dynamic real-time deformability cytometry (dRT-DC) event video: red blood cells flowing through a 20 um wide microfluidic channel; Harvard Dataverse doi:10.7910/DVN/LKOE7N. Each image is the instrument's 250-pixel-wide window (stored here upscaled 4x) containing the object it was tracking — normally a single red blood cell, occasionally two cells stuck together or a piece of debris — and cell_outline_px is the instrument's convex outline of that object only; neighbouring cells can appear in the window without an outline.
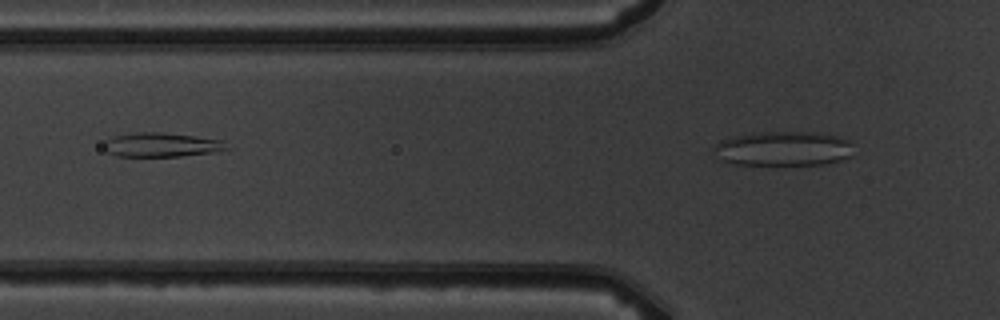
{"species": "common noctule bat (a hibernating species)", "species_latin": "Nyctalus noctula", "temperature_condition": "warm", "stored_images_in_passage": 3, "camera_frame_rate_fps": 3000, "um_per_image_px": 0.085, "animal": {"sex": "male", "body_mass_g": 19.5, "forearm_length_mm": 54.6}, "frame": {"image": 1, "passage_image": 3, "time_ms": 2.333, "image_size_px": [1000, 320], "cell_outline_px": [[852, 144], [848, 156], [840, 160], [824, 164], [736, 164], [720, 160], [712, 148], [720, 140], [732, 136], [764, 132], [812, 132], [840, 136], [848, 140]], "centroid_in_image_um": [66.54, 12.62], "position_along_channel_um": 59.3, "area_um2": 27.86}}